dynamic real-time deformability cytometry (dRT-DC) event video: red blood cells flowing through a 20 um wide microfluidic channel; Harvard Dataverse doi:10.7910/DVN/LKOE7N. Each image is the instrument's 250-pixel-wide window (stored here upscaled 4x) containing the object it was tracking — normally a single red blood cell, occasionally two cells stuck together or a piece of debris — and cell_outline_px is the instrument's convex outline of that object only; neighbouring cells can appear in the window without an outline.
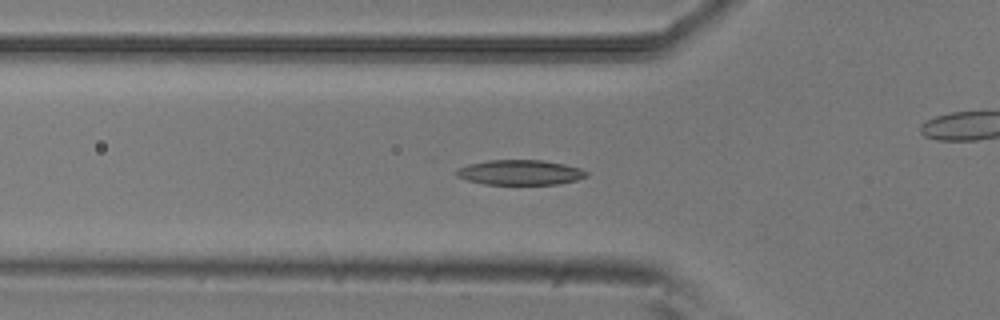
{"species": "common noctule bat (a hibernating species)", "species_latin": "Nyctalus noctula", "temperature_condition": "room temperature", "stored_images_in_passage": 54, "camera_frame_rate_fps": 3000, "um_per_image_px": 0.085, "animal": {"sex": "male", "body_mass_g": 20.5, "forearm_length_mm": 52.5}, "frame": {"image": 1, "passage_image": 18, "time_ms": 5.667, "image_size_px": [1000, 320], "cell_outline_px": [[588, 176], [576, 180], [560, 184], [484, 184], [468, 180], [456, 176], [456, 172], [460, 168], [468, 164], [488, 160], [544, 160], [564, 164], [580, 168], [588, 172]], "centroid_in_image_um": [44.24, 14.65], "position_along_channel_um": 81.6, "area_um2": 18.9}}
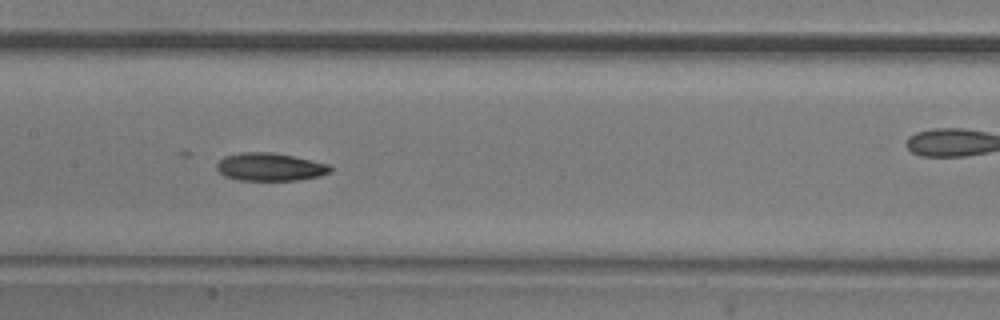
{"frame": {"image": 2, "passage_image": 26, "time_ms": 8.333, "image_size_px": [1000, 320], "cell_outline_px": [[332, 168], [328, 172], [320, 176], [300, 180], [240, 180], [224, 176], [216, 168], [216, 164], [224, 156], [240, 152], [272, 152], [292, 156], [328, 164]], "centroid_in_image_um": [22.92, 14.19], "position_along_channel_um": 184.5, "area_um2": 18.38}}
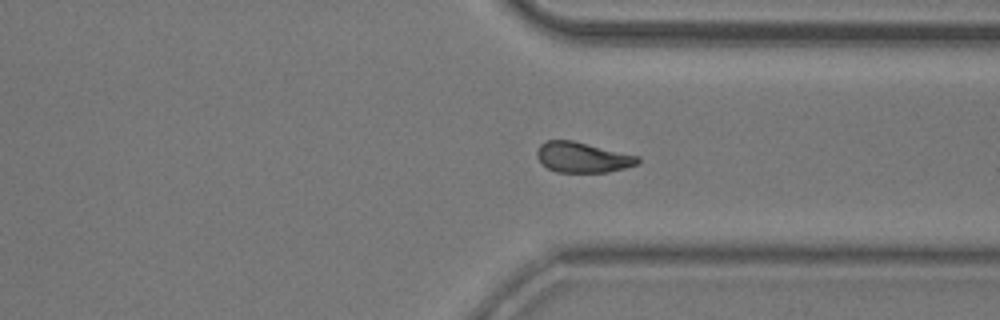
{"frame": {"image": 3, "passage_image": 40, "time_ms": 13.0, "image_size_px": [1000, 320], "cell_outline_px": [[640, 164], [608, 172], [556, 172], [548, 168], [536, 156], [536, 152], [540, 144], [548, 140], [572, 140], [640, 156]], "centroid_in_image_um": [49.55, 13.37], "position_along_channel_um": 361.9, "area_um2": 17.86}, "authors_computed_cell_mechanics": {"area_um2": 18.4382, "velocity_mm_per_s": 3.8169, "shape_relaxation_time_tau1_ms": 3.6614, "shape_relaxation_time_tau2_ms": 3.8315, "deformation_change_tau1": 0.1234, "deformation_change_tau2": 0.1009}}